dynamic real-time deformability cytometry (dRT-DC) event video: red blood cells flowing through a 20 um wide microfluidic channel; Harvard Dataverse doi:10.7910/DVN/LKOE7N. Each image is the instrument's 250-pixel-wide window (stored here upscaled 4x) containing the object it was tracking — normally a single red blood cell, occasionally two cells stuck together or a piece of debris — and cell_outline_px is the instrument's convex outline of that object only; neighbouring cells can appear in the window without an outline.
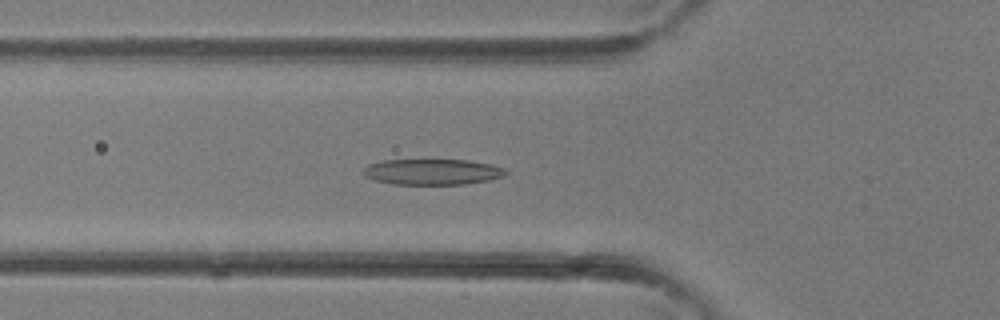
{"species": "common noctule bat (a hibernating species)", "species_latin": "Nyctalus noctula", "temperature_condition": "room temperature", "stored_images_in_passage": 37, "camera_frame_rate_fps": 3000, "um_per_image_px": 0.085, "animal": {"sex": "female"}, "frame": {"image": 1, "passage_image": 13, "time_ms": 4.0, "image_size_px": [1000, 320], "cell_outline_px": [[508, 172], [504, 176], [488, 180], [464, 184], [392, 184], [376, 180], [364, 176], [364, 168], [368, 164], [384, 160], [468, 160], [492, 164], [504, 168]], "centroid_in_image_um": [36.77, 14.6], "position_along_channel_um": 89.0, "area_um2": 21.33}}
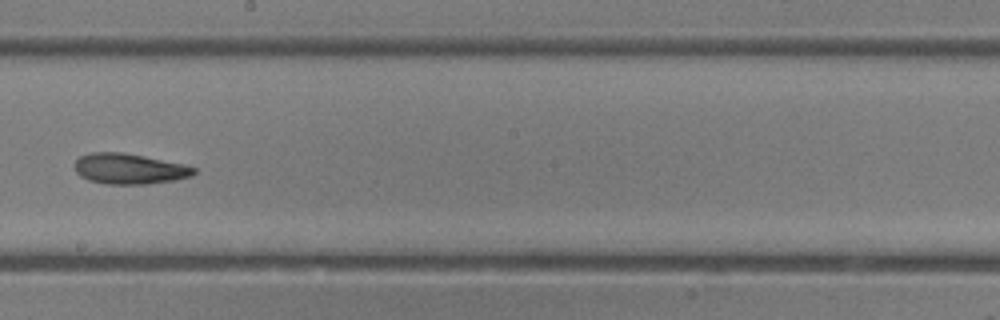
{"frame": {"image": 2, "passage_image": 21, "time_ms": 6.667, "image_size_px": [1000, 320], "cell_outline_px": [[196, 172], [192, 176], [176, 180], [144, 184], [104, 184], [88, 180], [80, 176], [76, 172], [72, 164], [80, 156], [92, 152], [124, 152], [184, 164], [196, 168]], "centroid_in_image_um": [10.97, 14.35], "position_along_channel_um": 237.2, "area_um2": 21.44}}
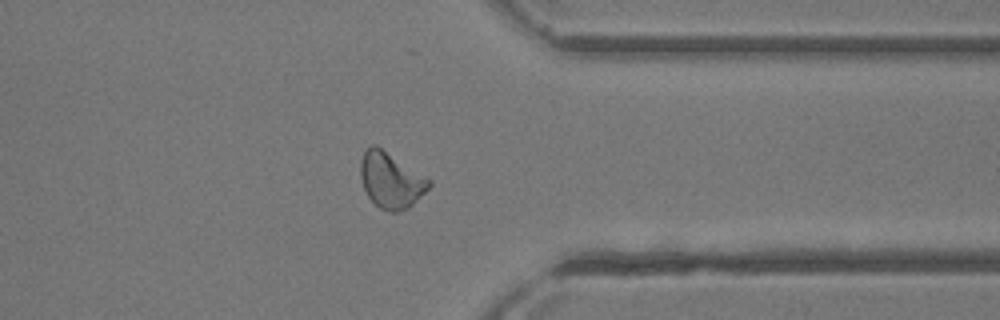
{"frame": {"image": 3, "passage_image": 29, "time_ms": 9.333, "image_size_px": [1000, 320], "cell_outline_px": [[432, 184], [408, 208], [396, 212], [388, 212], [380, 208], [368, 196], [364, 188], [360, 176], [360, 160], [364, 148], [372, 144], [376, 144], [432, 180]], "centroid_in_image_um": [33.2, 15.28], "position_along_channel_um": 378.2, "area_um2": 22.31}}